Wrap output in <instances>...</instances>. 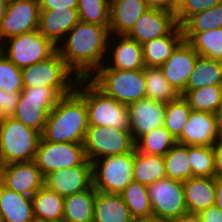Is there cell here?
Here are the masks:
<instances>
[{
    "mask_svg": "<svg viewBox=\"0 0 222 222\" xmlns=\"http://www.w3.org/2000/svg\"><path fill=\"white\" fill-rule=\"evenodd\" d=\"M135 222H160V221H157V220H142V221H135Z\"/></svg>",
    "mask_w": 222,
    "mask_h": 222,
    "instance_id": "db71d44e",
    "label": "cell"
},
{
    "mask_svg": "<svg viewBox=\"0 0 222 222\" xmlns=\"http://www.w3.org/2000/svg\"><path fill=\"white\" fill-rule=\"evenodd\" d=\"M215 155L214 177H222V135L213 145Z\"/></svg>",
    "mask_w": 222,
    "mask_h": 222,
    "instance_id": "bcb514c9",
    "label": "cell"
},
{
    "mask_svg": "<svg viewBox=\"0 0 222 222\" xmlns=\"http://www.w3.org/2000/svg\"><path fill=\"white\" fill-rule=\"evenodd\" d=\"M163 158L167 178L184 182L192 177L189 146L177 142Z\"/></svg>",
    "mask_w": 222,
    "mask_h": 222,
    "instance_id": "d6a6232c",
    "label": "cell"
},
{
    "mask_svg": "<svg viewBox=\"0 0 222 222\" xmlns=\"http://www.w3.org/2000/svg\"><path fill=\"white\" fill-rule=\"evenodd\" d=\"M202 222H222V211L215 205L199 213Z\"/></svg>",
    "mask_w": 222,
    "mask_h": 222,
    "instance_id": "7dc6e473",
    "label": "cell"
},
{
    "mask_svg": "<svg viewBox=\"0 0 222 222\" xmlns=\"http://www.w3.org/2000/svg\"><path fill=\"white\" fill-rule=\"evenodd\" d=\"M27 1L39 3L40 0H8V2H27Z\"/></svg>",
    "mask_w": 222,
    "mask_h": 222,
    "instance_id": "f5cc1de1",
    "label": "cell"
},
{
    "mask_svg": "<svg viewBox=\"0 0 222 222\" xmlns=\"http://www.w3.org/2000/svg\"><path fill=\"white\" fill-rule=\"evenodd\" d=\"M83 147L87 159L92 163L102 157L132 152L135 149V141L130 130L89 126Z\"/></svg>",
    "mask_w": 222,
    "mask_h": 222,
    "instance_id": "30bf717a",
    "label": "cell"
},
{
    "mask_svg": "<svg viewBox=\"0 0 222 222\" xmlns=\"http://www.w3.org/2000/svg\"><path fill=\"white\" fill-rule=\"evenodd\" d=\"M189 213L199 214L215 205V177H191L183 182Z\"/></svg>",
    "mask_w": 222,
    "mask_h": 222,
    "instance_id": "cb8c5ba5",
    "label": "cell"
},
{
    "mask_svg": "<svg viewBox=\"0 0 222 222\" xmlns=\"http://www.w3.org/2000/svg\"><path fill=\"white\" fill-rule=\"evenodd\" d=\"M198 56L195 50L183 40L160 66L164 77L179 95L185 91Z\"/></svg>",
    "mask_w": 222,
    "mask_h": 222,
    "instance_id": "ac0fdd59",
    "label": "cell"
},
{
    "mask_svg": "<svg viewBox=\"0 0 222 222\" xmlns=\"http://www.w3.org/2000/svg\"><path fill=\"white\" fill-rule=\"evenodd\" d=\"M177 5L182 1V0H173Z\"/></svg>",
    "mask_w": 222,
    "mask_h": 222,
    "instance_id": "11a10c76",
    "label": "cell"
},
{
    "mask_svg": "<svg viewBox=\"0 0 222 222\" xmlns=\"http://www.w3.org/2000/svg\"><path fill=\"white\" fill-rule=\"evenodd\" d=\"M164 222H202V220L199 214L187 212L183 215L166 220Z\"/></svg>",
    "mask_w": 222,
    "mask_h": 222,
    "instance_id": "c3c4849f",
    "label": "cell"
},
{
    "mask_svg": "<svg viewBox=\"0 0 222 222\" xmlns=\"http://www.w3.org/2000/svg\"><path fill=\"white\" fill-rule=\"evenodd\" d=\"M21 73L23 88L52 87L61 97L72 93L79 80L58 52L45 61L22 68Z\"/></svg>",
    "mask_w": 222,
    "mask_h": 222,
    "instance_id": "8992f818",
    "label": "cell"
},
{
    "mask_svg": "<svg viewBox=\"0 0 222 222\" xmlns=\"http://www.w3.org/2000/svg\"><path fill=\"white\" fill-rule=\"evenodd\" d=\"M112 37V34H110L108 39V51L110 49H112L113 51L107 52V54L110 52L113 53L112 58L110 60L108 59V61H112V63L110 64L108 62V66L103 64L99 69H117L125 71L144 69L145 65L143 61L142 45L139 44L137 41L128 38L126 35L115 34L114 38L116 40H114V38L113 40L110 39ZM113 42H115V45L113 44ZM109 44L112 46H110ZM113 46L114 49L112 48ZM109 47L111 48L109 49Z\"/></svg>",
    "mask_w": 222,
    "mask_h": 222,
    "instance_id": "ffe728a7",
    "label": "cell"
},
{
    "mask_svg": "<svg viewBox=\"0 0 222 222\" xmlns=\"http://www.w3.org/2000/svg\"><path fill=\"white\" fill-rule=\"evenodd\" d=\"M44 185L67 197L93 185L92 165H78L49 173L44 178Z\"/></svg>",
    "mask_w": 222,
    "mask_h": 222,
    "instance_id": "d6986e66",
    "label": "cell"
},
{
    "mask_svg": "<svg viewBox=\"0 0 222 222\" xmlns=\"http://www.w3.org/2000/svg\"><path fill=\"white\" fill-rule=\"evenodd\" d=\"M36 222H62L64 197L45 185L32 196Z\"/></svg>",
    "mask_w": 222,
    "mask_h": 222,
    "instance_id": "4316f807",
    "label": "cell"
},
{
    "mask_svg": "<svg viewBox=\"0 0 222 222\" xmlns=\"http://www.w3.org/2000/svg\"><path fill=\"white\" fill-rule=\"evenodd\" d=\"M79 21L77 8L40 10L38 30L57 47Z\"/></svg>",
    "mask_w": 222,
    "mask_h": 222,
    "instance_id": "44dd1931",
    "label": "cell"
},
{
    "mask_svg": "<svg viewBox=\"0 0 222 222\" xmlns=\"http://www.w3.org/2000/svg\"><path fill=\"white\" fill-rule=\"evenodd\" d=\"M222 0H182L176 8V21L181 26L190 16L221 3Z\"/></svg>",
    "mask_w": 222,
    "mask_h": 222,
    "instance_id": "b9f144b4",
    "label": "cell"
},
{
    "mask_svg": "<svg viewBox=\"0 0 222 222\" xmlns=\"http://www.w3.org/2000/svg\"><path fill=\"white\" fill-rule=\"evenodd\" d=\"M182 33L184 40L198 55L222 62V28Z\"/></svg>",
    "mask_w": 222,
    "mask_h": 222,
    "instance_id": "f1b7e54d",
    "label": "cell"
},
{
    "mask_svg": "<svg viewBox=\"0 0 222 222\" xmlns=\"http://www.w3.org/2000/svg\"><path fill=\"white\" fill-rule=\"evenodd\" d=\"M177 26L175 13L149 8L126 36L142 45L146 41L170 34Z\"/></svg>",
    "mask_w": 222,
    "mask_h": 222,
    "instance_id": "2e32d148",
    "label": "cell"
},
{
    "mask_svg": "<svg viewBox=\"0 0 222 222\" xmlns=\"http://www.w3.org/2000/svg\"><path fill=\"white\" fill-rule=\"evenodd\" d=\"M189 162L192 177H214L213 146H189Z\"/></svg>",
    "mask_w": 222,
    "mask_h": 222,
    "instance_id": "f35d334b",
    "label": "cell"
},
{
    "mask_svg": "<svg viewBox=\"0 0 222 222\" xmlns=\"http://www.w3.org/2000/svg\"><path fill=\"white\" fill-rule=\"evenodd\" d=\"M183 40L181 26L178 25L170 34L143 43L145 67L162 66Z\"/></svg>",
    "mask_w": 222,
    "mask_h": 222,
    "instance_id": "484cf974",
    "label": "cell"
},
{
    "mask_svg": "<svg viewBox=\"0 0 222 222\" xmlns=\"http://www.w3.org/2000/svg\"><path fill=\"white\" fill-rule=\"evenodd\" d=\"M93 222H135L121 194L96 190Z\"/></svg>",
    "mask_w": 222,
    "mask_h": 222,
    "instance_id": "d4e9b609",
    "label": "cell"
},
{
    "mask_svg": "<svg viewBox=\"0 0 222 222\" xmlns=\"http://www.w3.org/2000/svg\"><path fill=\"white\" fill-rule=\"evenodd\" d=\"M183 96L194 111L215 114L222 101V86L211 85L192 91H184Z\"/></svg>",
    "mask_w": 222,
    "mask_h": 222,
    "instance_id": "d590c367",
    "label": "cell"
},
{
    "mask_svg": "<svg viewBox=\"0 0 222 222\" xmlns=\"http://www.w3.org/2000/svg\"><path fill=\"white\" fill-rule=\"evenodd\" d=\"M216 115V121L218 123V128H219V131L222 135V101L217 109V112L215 113Z\"/></svg>",
    "mask_w": 222,
    "mask_h": 222,
    "instance_id": "f907efd6",
    "label": "cell"
},
{
    "mask_svg": "<svg viewBox=\"0 0 222 222\" xmlns=\"http://www.w3.org/2000/svg\"><path fill=\"white\" fill-rule=\"evenodd\" d=\"M148 8L175 13L177 4L173 0H145Z\"/></svg>",
    "mask_w": 222,
    "mask_h": 222,
    "instance_id": "f6af8a7d",
    "label": "cell"
},
{
    "mask_svg": "<svg viewBox=\"0 0 222 222\" xmlns=\"http://www.w3.org/2000/svg\"><path fill=\"white\" fill-rule=\"evenodd\" d=\"M95 73L88 79L104 94L125 106L146 97L143 69H97Z\"/></svg>",
    "mask_w": 222,
    "mask_h": 222,
    "instance_id": "5b68a950",
    "label": "cell"
},
{
    "mask_svg": "<svg viewBox=\"0 0 222 222\" xmlns=\"http://www.w3.org/2000/svg\"><path fill=\"white\" fill-rule=\"evenodd\" d=\"M120 194L135 221L153 219L147 186L132 180Z\"/></svg>",
    "mask_w": 222,
    "mask_h": 222,
    "instance_id": "1f68e13d",
    "label": "cell"
},
{
    "mask_svg": "<svg viewBox=\"0 0 222 222\" xmlns=\"http://www.w3.org/2000/svg\"><path fill=\"white\" fill-rule=\"evenodd\" d=\"M7 5H8V0H0V25L2 19L5 17Z\"/></svg>",
    "mask_w": 222,
    "mask_h": 222,
    "instance_id": "816d5d0a",
    "label": "cell"
},
{
    "mask_svg": "<svg viewBox=\"0 0 222 222\" xmlns=\"http://www.w3.org/2000/svg\"><path fill=\"white\" fill-rule=\"evenodd\" d=\"M176 143L173 135L162 125L143 135L135 143V148L147 155L163 157Z\"/></svg>",
    "mask_w": 222,
    "mask_h": 222,
    "instance_id": "836d02e7",
    "label": "cell"
},
{
    "mask_svg": "<svg viewBox=\"0 0 222 222\" xmlns=\"http://www.w3.org/2000/svg\"><path fill=\"white\" fill-rule=\"evenodd\" d=\"M191 108L186 99L179 95L176 99L166 103L164 127L177 139L188 120Z\"/></svg>",
    "mask_w": 222,
    "mask_h": 222,
    "instance_id": "8d00e7d4",
    "label": "cell"
},
{
    "mask_svg": "<svg viewBox=\"0 0 222 222\" xmlns=\"http://www.w3.org/2000/svg\"><path fill=\"white\" fill-rule=\"evenodd\" d=\"M0 222H36L32 197L8 189L0 182Z\"/></svg>",
    "mask_w": 222,
    "mask_h": 222,
    "instance_id": "603a6c76",
    "label": "cell"
},
{
    "mask_svg": "<svg viewBox=\"0 0 222 222\" xmlns=\"http://www.w3.org/2000/svg\"><path fill=\"white\" fill-rule=\"evenodd\" d=\"M108 0H79L77 11L79 19L86 23L109 26Z\"/></svg>",
    "mask_w": 222,
    "mask_h": 222,
    "instance_id": "ab89813d",
    "label": "cell"
},
{
    "mask_svg": "<svg viewBox=\"0 0 222 222\" xmlns=\"http://www.w3.org/2000/svg\"><path fill=\"white\" fill-rule=\"evenodd\" d=\"M133 164L134 150L94 160L92 162L93 187L104 193L120 194L133 180Z\"/></svg>",
    "mask_w": 222,
    "mask_h": 222,
    "instance_id": "52a82bcc",
    "label": "cell"
},
{
    "mask_svg": "<svg viewBox=\"0 0 222 222\" xmlns=\"http://www.w3.org/2000/svg\"><path fill=\"white\" fill-rule=\"evenodd\" d=\"M75 90L85 99L89 126L130 130L128 108L123 103L104 94L88 78H79Z\"/></svg>",
    "mask_w": 222,
    "mask_h": 222,
    "instance_id": "3957f363",
    "label": "cell"
},
{
    "mask_svg": "<svg viewBox=\"0 0 222 222\" xmlns=\"http://www.w3.org/2000/svg\"><path fill=\"white\" fill-rule=\"evenodd\" d=\"M60 98L52 87L24 88L12 117L42 134L46 119Z\"/></svg>",
    "mask_w": 222,
    "mask_h": 222,
    "instance_id": "ba28073f",
    "label": "cell"
},
{
    "mask_svg": "<svg viewBox=\"0 0 222 222\" xmlns=\"http://www.w3.org/2000/svg\"><path fill=\"white\" fill-rule=\"evenodd\" d=\"M6 41L0 45V51L20 69L45 61L57 52V47L39 30L10 37Z\"/></svg>",
    "mask_w": 222,
    "mask_h": 222,
    "instance_id": "9c48e42d",
    "label": "cell"
},
{
    "mask_svg": "<svg viewBox=\"0 0 222 222\" xmlns=\"http://www.w3.org/2000/svg\"><path fill=\"white\" fill-rule=\"evenodd\" d=\"M220 136L215 114L191 110L176 141L187 146H213Z\"/></svg>",
    "mask_w": 222,
    "mask_h": 222,
    "instance_id": "9a60e30c",
    "label": "cell"
},
{
    "mask_svg": "<svg viewBox=\"0 0 222 222\" xmlns=\"http://www.w3.org/2000/svg\"><path fill=\"white\" fill-rule=\"evenodd\" d=\"M153 219L164 222L188 212L183 182L162 178L147 186Z\"/></svg>",
    "mask_w": 222,
    "mask_h": 222,
    "instance_id": "7c38bea8",
    "label": "cell"
},
{
    "mask_svg": "<svg viewBox=\"0 0 222 222\" xmlns=\"http://www.w3.org/2000/svg\"><path fill=\"white\" fill-rule=\"evenodd\" d=\"M149 9L145 0H114L109 9L110 34L126 35L141 15Z\"/></svg>",
    "mask_w": 222,
    "mask_h": 222,
    "instance_id": "7402d4cb",
    "label": "cell"
},
{
    "mask_svg": "<svg viewBox=\"0 0 222 222\" xmlns=\"http://www.w3.org/2000/svg\"><path fill=\"white\" fill-rule=\"evenodd\" d=\"M130 131L135 143L153 129L164 125L166 103L142 98L127 106Z\"/></svg>",
    "mask_w": 222,
    "mask_h": 222,
    "instance_id": "e0dca14e",
    "label": "cell"
},
{
    "mask_svg": "<svg viewBox=\"0 0 222 222\" xmlns=\"http://www.w3.org/2000/svg\"><path fill=\"white\" fill-rule=\"evenodd\" d=\"M211 85L222 86V62L199 55L194 70L188 78L185 91Z\"/></svg>",
    "mask_w": 222,
    "mask_h": 222,
    "instance_id": "f546056e",
    "label": "cell"
},
{
    "mask_svg": "<svg viewBox=\"0 0 222 222\" xmlns=\"http://www.w3.org/2000/svg\"><path fill=\"white\" fill-rule=\"evenodd\" d=\"M222 28V2L190 16L182 25V32H203Z\"/></svg>",
    "mask_w": 222,
    "mask_h": 222,
    "instance_id": "74e56055",
    "label": "cell"
},
{
    "mask_svg": "<svg viewBox=\"0 0 222 222\" xmlns=\"http://www.w3.org/2000/svg\"><path fill=\"white\" fill-rule=\"evenodd\" d=\"M109 36V26L80 20L57 46V52L78 78H89L105 64L104 56H109Z\"/></svg>",
    "mask_w": 222,
    "mask_h": 222,
    "instance_id": "6da1fadb",
    "label": "cell"
},
{
    "mask_svg": "<svg viewBox=\"0 0 222 222\" xmlns=\"http://www.w3.org/2000/svg\"><path fill=\"white\" fill-rule=\"evenodd\" d=\"M41 134L13 117L0 119V166L34 161Z\"/></svg>",
    "mask_w": 222,
    "mask_h": 222,
    "instance_id": "277c9868",
    "label": "cell"
},
{
    "mask_svg": "<svg viewBox=\"0 0 222 222\" xmlns=\"http://www.w3.org/2000/svg\"><path fill=\"white\" fill-rule=\"evenodd\" d=\"M0 89L7 93H20L24 88L22 84L21 69L15 66L0 51Z\"/></svg>",
    "mask_w": 222,
    "mask_h": 222,
    "instance_id": "60d3db41",
    "label": "cell"
},
{
    "mask_svg": "<svg viewBox=\"0 0 222 222\" xmlns=\"http://www.w3.org/2000/svg\"><path fill=\"white\" fill-rule=\"evenodd\" d=\"M79 0H40V10L77 8Z\"/></svg>",
    "mask_w": 222,
    "mask_h": 222,
    "instance_id": "ee69618b",
    "label": "cell"
},
{
    "mask_svg": "<svg viewBox=\"0 0 222 222\" xmlns=\"http://www.w3.org/2000/svg\"><path fill=\"white\" fill-rule=\"evenodd\" d=\"M96 189L93 185L82 192L64 197L62 222H93Z\"/></svg>",
    "mask_w": 222,
    "mask_h": 222,
    "instance_id": "83f0119b",
    "label": "cell"
},
{
    "mask_svg": "<svg viewBox=\"0 0 222 222\" xmlns=\"http://www.w3.org/2000/svg\"><path fill=\"white\" fill-rule=\"evenodd\" d=\"M34 162L44 178L51 172L78 165H92L83 144L54 143L40 138Z\"/></svg>",
    "mask_w": 222,
    "mask_h": 222,
    "instance_id": "8fae6325",
    "label": "cell"
},
{
    "mask_svg": "<svg viewBox=\"0 0 222 222\" xmlns=\"http://www.w3.org/2000/svg\"><path fill=\"white\" fill-rule=\"evenodd\" d=\"M165 164L162 156L147 155L134 149L133 180L148 186L165 178Z\"/></svg>",
    "mask_w": 222,
    "mask_h": 222,
    "instance_id": "4dcf8cb0",
    "label": "cell"
},
{
    "mask_svg": "<svg viewBox=\"0 0 222 222\" xmlns=\"http://www.w3.org/2000/svg\"><path fill=\"white\" fill-rule=\"evenodd\" d=\"M88 127L85 99L74 90L62 96L49 113L41 138L47 142L83 144Z\"/></svg>",
    "mask_w": 222,
    "mask_h": 222,
    "instance_id": "7a4b0ae2",
    "label": "cell"
},
{
    "mask_svg": "<svg viewBox=\"0 0 222 222\" xmlns=\"http://www.w3.org/2000/svg\"><path fill=\"white\" fill-rule=\"evenodd\" d=\"M20 93H7L0 89V119L12 117L18 106Z\"/></svg>",
    "mask_w": 222,
    "mask_h": 222,
    "instance_id": "7bdbcfd3",
    "label": "cell"
},
{
    "mask_svg": "<svg viewBox=\"0 0 222 222\" xmlns=\"http://www.w3.org/2000/svg\"><path fill=\"white\" fill-rule=\"evenodd\" d=\"M146 98L169 103L179 94L164 77L160 67H144Z\"/></svg>",
    "mask_w": 222,
    "mask_h": 222,
    "instance_id": "e575fe53",
    "label": "cell"
},
{
    "mask_svg": "<svg viewBox=\"0 0 222 222\" xmlns=\"http://www.w3.org/2000/svg\"><path fill=\"white\" fill-rule=\"evenodd\" d=\"M0 182L19 194L32 197L44 186V176L34 161L0 166Z\"/></svg>",
    "mask_w": 222,
    "mask_h": 222,
    "instance_id": "5bb4252c",
    "label": "cell"
},
{
    "mask_svg": "<svg viewBox=\"0 0 222 222\" xmlns=\"http://www.w3.org/2000/svg\"><path fill=\"white\" fill-rule=\"evenodd\" d=\"M215 206L222 211V177H215Z\"/></svg>",
    "mask_w": 222,
    "mask_h": 222,
    "instance_id": "681fc988",
    "label": "cell"
},
{
    "mask_svg": "<svg viewBox=\"0 0 222 222\" xmlns=\"http://www.w3.org/2000/svg\"><path fill=\"white\" fill-rule=\"evenodd\" d=\"M39 19V3L8 2L5 17L0 25V45L7 38L38 30Z\"/></svg>",
    "mask_w": 222,
    "mask_h": 222,
    "instance_id": "4fadbf2b",
    "label": "cell"
}]
</instances>
